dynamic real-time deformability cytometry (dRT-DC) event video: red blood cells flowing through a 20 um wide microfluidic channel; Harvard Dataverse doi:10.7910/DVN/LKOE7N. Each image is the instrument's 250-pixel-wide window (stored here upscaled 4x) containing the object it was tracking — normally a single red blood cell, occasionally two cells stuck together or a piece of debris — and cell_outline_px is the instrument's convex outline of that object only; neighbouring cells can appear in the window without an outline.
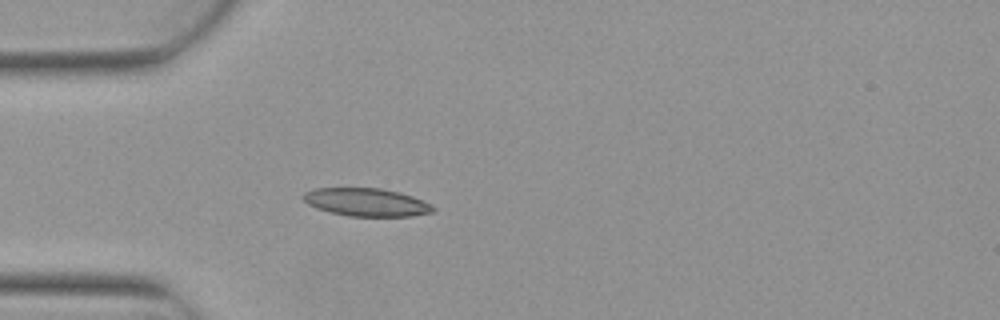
{"species": "Egyptian fruit bat (a non-hibernating species)", "species_latin": "Rousettus aegyptiacus", "temperature_condition": "warm", "stored_images_in_passage": 4, "camera_frame_rate_fps": 3000, "um_per_image_px": 0.085, "animal": {"sex": "female"}, "frame": {"image": 1, "passage_image": 4, "time_ms": 1.0, "image_size_px": [1000, 320], "cell_outline_px": [[436, 208], [432, 212], [412, 216], [348, 216], [316, 208], [308, 204], [300, 196], [304, 192], [316, 188], [380, 188], [400, 192], [412, 196], [432, 204]], "centroid_in_image_um": [31.15, 17.18], "position_along_channel_um": 53.9, "area_um2": 21.21}}